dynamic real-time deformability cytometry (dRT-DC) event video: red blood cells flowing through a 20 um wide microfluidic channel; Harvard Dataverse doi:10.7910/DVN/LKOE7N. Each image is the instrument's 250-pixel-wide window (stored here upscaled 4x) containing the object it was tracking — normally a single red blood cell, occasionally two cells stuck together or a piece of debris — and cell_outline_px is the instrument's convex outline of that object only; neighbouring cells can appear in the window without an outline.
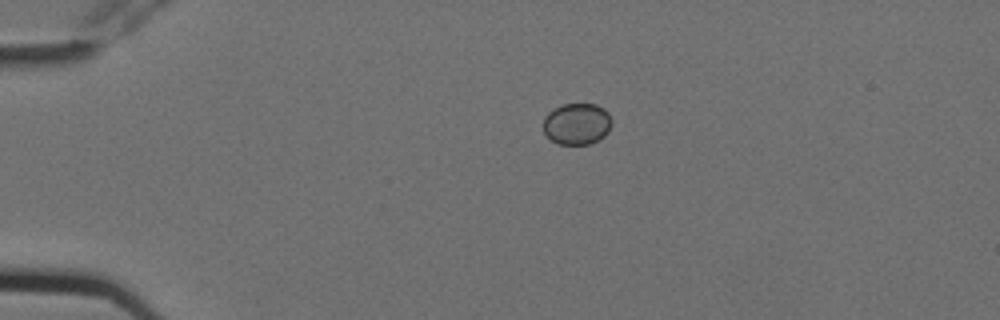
{"species": "Egyptian fruit bat (a non-hibernating species)", "species_latin": "Rousettus aegyptiacus", "temperature_condition": "cold", "stored_images_in_passage": 3, "camera_frame_rate_fps": 3000, "um_per_image_px": 0.085, "animal": {"sex": "female"}, "frame": {"image": 1, "passage_image": 3, "time_ms": 0.667, "image_size_px": [1000, 320], "cell_outline_px": [[612, 124], [608, 132], [604, 136], [588, 144], [560, 144], [552, 140], [544, 132], [544, 116], [548, 112], [564, 104], [596, 104], [604, 108], [608, 112], [612, 120]], "centroid_in_image_um": [49.06, 10.51], "position_along_channel_um": 35.9, "area_um2": 16.47}}